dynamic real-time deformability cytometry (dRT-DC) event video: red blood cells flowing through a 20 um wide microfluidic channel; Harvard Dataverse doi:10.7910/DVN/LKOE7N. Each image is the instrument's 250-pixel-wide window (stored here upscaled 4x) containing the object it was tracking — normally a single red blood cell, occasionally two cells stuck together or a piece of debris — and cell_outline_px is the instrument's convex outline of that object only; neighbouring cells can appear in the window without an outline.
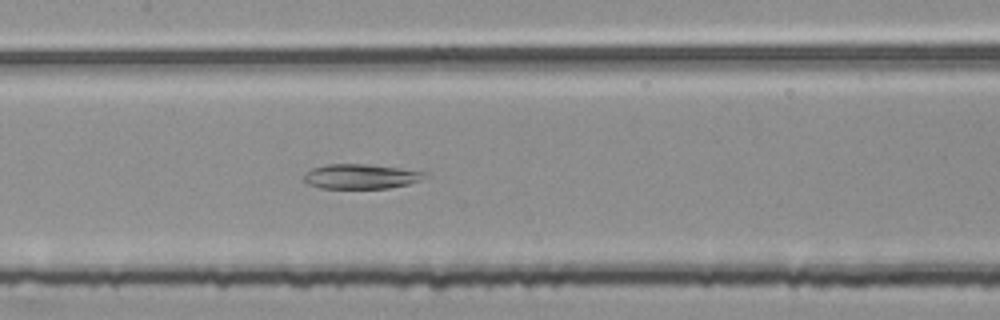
{"species": "common noctule bat (a hibernating species)", "species_latin": "Nyctalus noctula", "temperature_condition": "room temperature", "stored_images_in_passage": 54, "camera_frame_rate_fps": 3000, "um_per_image_px": 0.085, "animal": {"sex": "female", "body_mass_g": 25.1}, "frame": {"image": 1, "passage_image": 26, "time_ms": 8.333, "image_size_px": [1000, 320], "cell_outline_px": [[428, 176], [420, 180], [408, 184], [388, 188], [320, 188], [308, 184], [304, 180], [304, 176], [312, 168], [324, 164], [368, 164], [428, 172]], "centroid_in_image_um": [30.69, 14.99], "position_along_channel_um": 176.7, "area_um2": 17.4}}
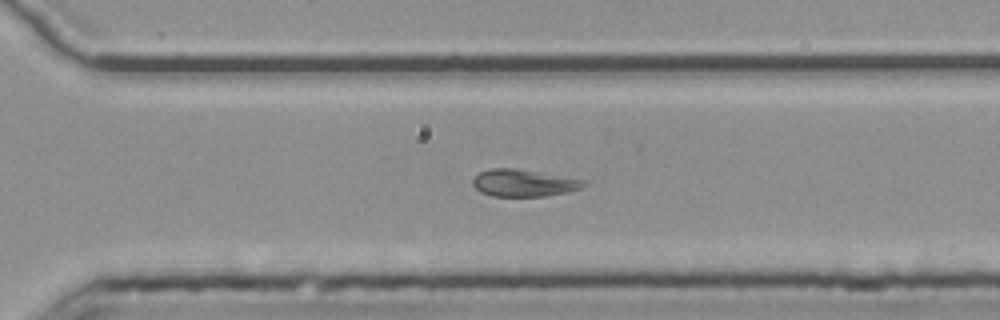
{"frame": {"image": 2, "passage_image": 38, "time_ms": 12.333, "image_size_px": [1000, 320], "cell_outline_px": [[588, 180], [580, 188], [564, 192], [544, 196], [492, 196], [480, 192], [472, 184], [472, 180], [480, 172], [492, 168], [512, 168]], "centroid_in_image_um": [44.47, 15.55], "position_along_channel_um": 326.1, "area_um2": 17.22}}
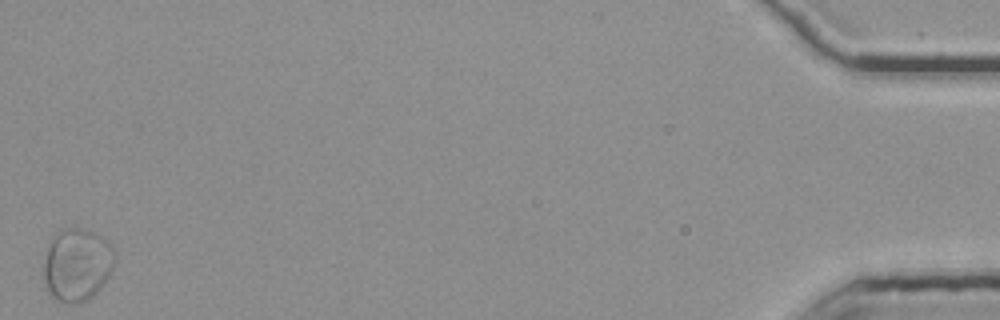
{"frame": {"image": 3, "passage_image": 54, "time_ms": 17.667, "image_size_px": [1000, 320], "cell_outline_px": [[116, 264], [112, 272], [100, 288], [88, 300], [60, 300], [52, 296], [48, 292], [44, 280], [44, 264], [48, 248], [52, 240], [56, 236], [72, 228], [84, 228], [100, 236], [116, 252]], "centroid_in_image_um": [6.6, 22.5], "position_along_channel_um": 428.6, "area_um2": 29.25}}